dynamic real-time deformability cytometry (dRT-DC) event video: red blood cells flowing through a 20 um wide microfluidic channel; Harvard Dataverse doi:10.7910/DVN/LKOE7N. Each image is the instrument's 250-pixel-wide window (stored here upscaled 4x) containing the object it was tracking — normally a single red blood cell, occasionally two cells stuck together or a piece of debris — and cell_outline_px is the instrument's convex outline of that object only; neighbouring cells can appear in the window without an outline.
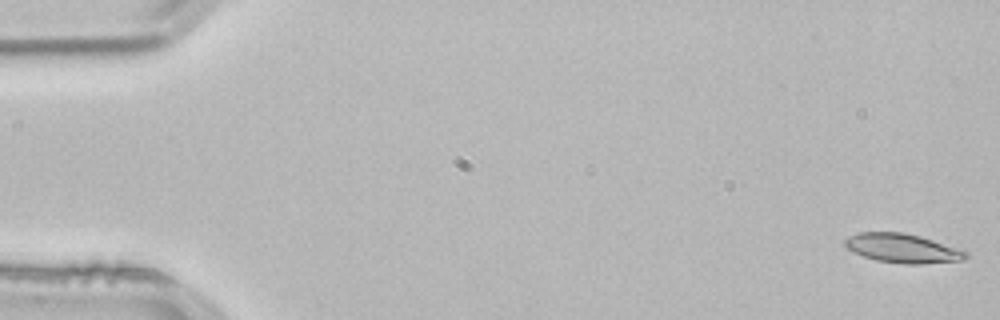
{"species": "common noctule bat (a hibernating species)", "species_latin": "Nyctalus noctula", "temperature_condition": "room temperature", "stored_images_in_passage": 54, "segment_of_instrument_passage": [1, 2], "camera_frame_rate_fps": 3000, "um_per_image_px": 0.085, "animal": {"sex": "male", "body_mass_g": 21.5, "forearm_length_mm": 52.0}, "frame": {"image": 1, "passage_image": 1, "time_ms": 0.0, "image_size_px": [1000, 320], "cell_outline_px": [[968, 256], [964, 260], [920, 264], [904, 264], [876, 260], [852, 252], [844, 244], [844, 240], [848, 236], [860, 232], [904, 232], [920, 236], [964, 248], [968, 252]], "centroid_in_image_um": [76.78, 21.1], "position_along_channel_um": 8.2, "area_um2": 20.87}}
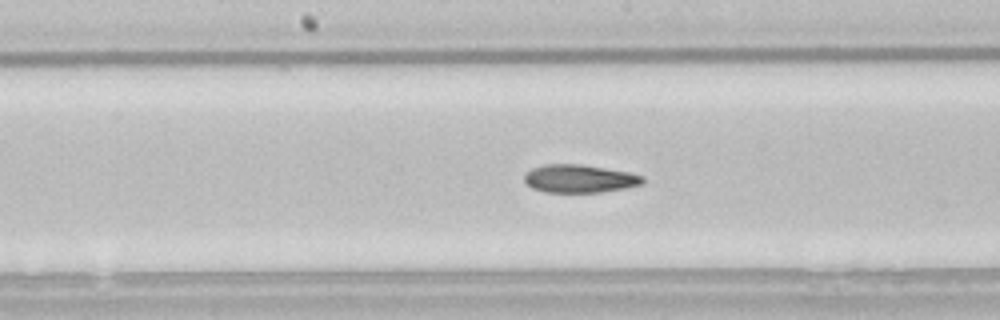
{"frame": {"image": 2, "passage_image": 27, "time_ms": 8.667, "image_size_px": [1000, 320], "cell_outline_px": [[644, 184], [624, 188], [600, 192], [544, 192], [532, 188], [524, 180], [524, 172], [532, 168], [544, 164], [580, 164], [628, 172], [644, 176]], "centroid_in_image_um": [49.23, 15.18], "position_along_channel_um": 199.0, "area_um2": 19.36}}
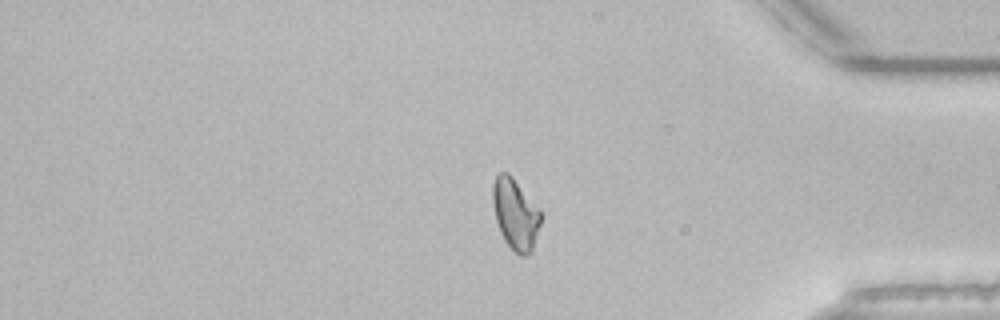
{"frame": {"image": 3, "passage_image": 44, "time_ms": 14.333, "image_size_px": [1000, 320], "cell_outline_px": [[540, 224], [532, 252], [528, 256], [520, 256], [504, 240], [500, 232], [496, 220], [492, 200], [492, 184], [496, 176], [500, 172], [508, 172], [512, 176], [540, 212]], "centroid_in_image_um": [43.78, 18.21], "position_along_channel_um": 391.4, "area_um2": 19.54}}